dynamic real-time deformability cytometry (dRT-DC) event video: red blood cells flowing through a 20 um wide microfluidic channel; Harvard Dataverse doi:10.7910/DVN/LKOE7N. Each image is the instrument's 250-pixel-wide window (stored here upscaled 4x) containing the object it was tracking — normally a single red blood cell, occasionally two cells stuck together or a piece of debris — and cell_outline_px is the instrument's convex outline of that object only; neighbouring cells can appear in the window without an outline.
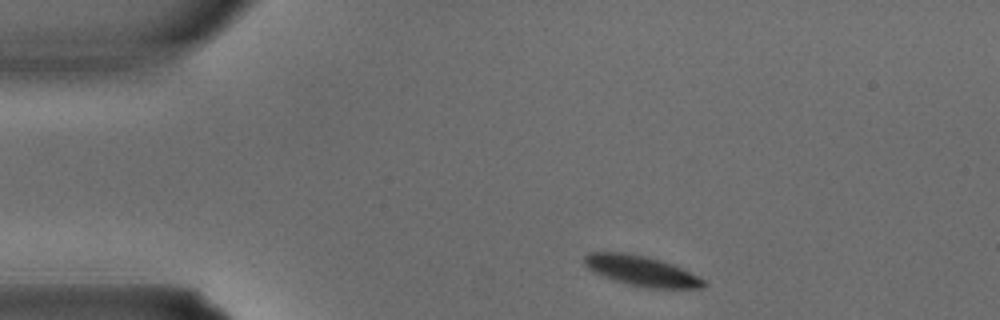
{"species": "common noctule bat (a hibernating species)", "species_latin": "Nyctalus noctula", "temperature_condition": "warm", "stored_images_in_passage": 1, "camera_frame_rate_fps": 3000, "um_per_image_px": 0.085, "animal": {"sex": "male", "body_mass_g": 15.6}, "frame": {"image": 1, "passage_image": 1, "time_ms": 0.0, "image_size_px": [1000, 320], "cell_outline_px": [[708, 284], [704, 288], [648, 288], [628, 284], [600, 276], [588, 268], [584, 264], [584, 256], [588, 252], [624, 252], [648, 256], [672, 264], [704, 280]], "centroid_in_image_um": [54.48, 23.02], "position_along_channel_um": 30.5, "area_um2": 20.98}}